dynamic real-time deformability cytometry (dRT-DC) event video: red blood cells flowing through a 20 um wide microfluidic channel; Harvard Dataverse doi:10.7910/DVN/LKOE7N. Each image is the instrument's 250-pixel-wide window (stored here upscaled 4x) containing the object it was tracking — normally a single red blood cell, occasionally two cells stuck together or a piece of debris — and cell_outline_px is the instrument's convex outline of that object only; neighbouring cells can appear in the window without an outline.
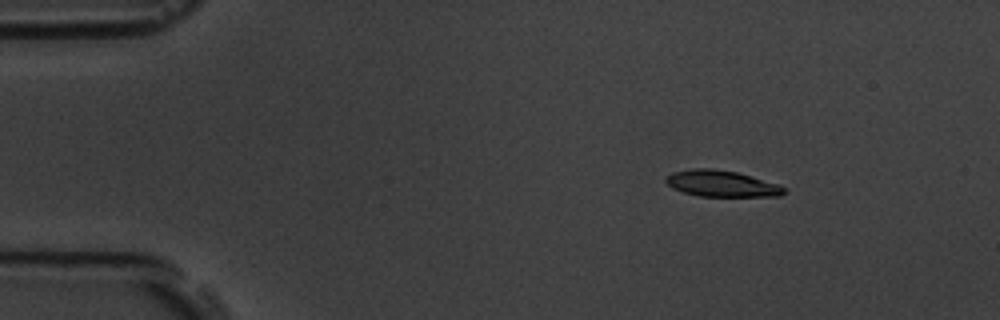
{"species": "common noctule bat (a hibernating species)", "species_latin": "Nyctalus noctula", "temperature_condition": "room temperature", "stored_images_in_passage": 5, "camera_frame_rate_fps": 3000, "um_per_image_px": 0.085, "animal": {"sex": "male", "body_mass_g": 19.5, "forearm_length_mm": 54.6}, "frame": {"image": 1, "passage_image": 2, "time_ms": 1.0, "image_size_px": [1000, 320], "cell_outline_px": [[788, 192], [780, 196], [700, 196], [684, 192], [672, 188], [664, 180], [664, 176], [672, 172], [692, 168], [712, 168], [736, 172], [780, 184], [788, 188]], "centroid_in_image_um": [61.36, 15.6], "position_along_channel_um": 23.6, "area_um2": 18.32}}